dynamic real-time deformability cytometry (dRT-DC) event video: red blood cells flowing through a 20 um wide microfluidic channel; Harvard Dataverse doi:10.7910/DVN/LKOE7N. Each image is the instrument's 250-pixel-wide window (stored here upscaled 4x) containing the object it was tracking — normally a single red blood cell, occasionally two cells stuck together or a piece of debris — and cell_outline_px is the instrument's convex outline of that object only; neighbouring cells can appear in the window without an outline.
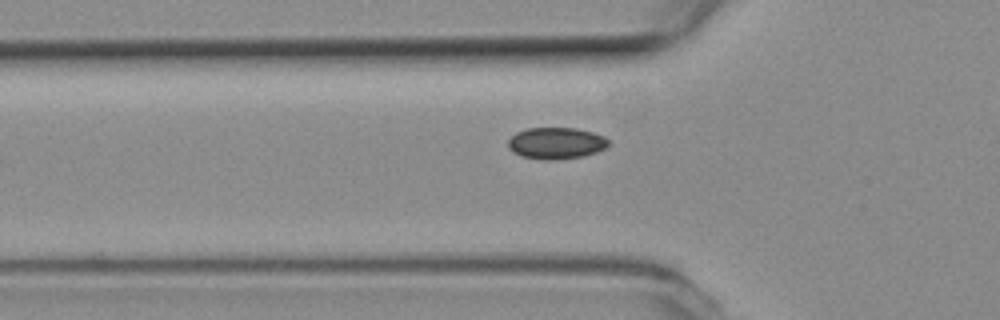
{"species": "common noctule bat (a hibernating species)", "species_latin": "Nyctalus noctula", "temperature_condition": "room temperature", "stored_images_in_passage": 30, "camera_frame_rate_fps": 3000, "um_per_image_px": 0.085, "animal": {"sex": "female", "body_mass_g": 19.3, "forearm_length_mm": 54.1}, "frame": {"image": 1, "passage_image": 4, "time_ms": 1.0, "image_size_px": [1000, 320], "cell_outline_px": [[608, 144], [604, 148], [596, 152], [584, 156], [556, 160], [540, 160], [520, 156], [512, 152], [508, 148], [508, 140], [516, 132], [528, 128], [576, 128], [592, 132], [604, 136], [608, 140]], "centroid_in_image_um": [47.23, 12.18], "position_along_channel_um": 78.6, "area_um2": 18.61}}
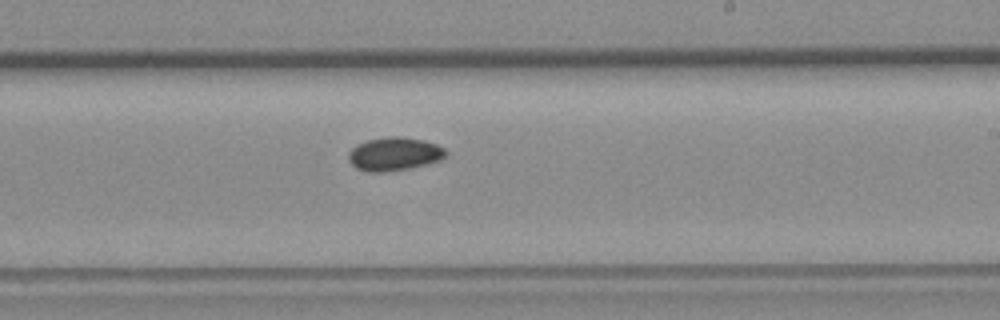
{"frame": {"image": 2, "passage_image": 18, "time_ms": 5.667, "image_size_px": [1000, 320], "cell_outline_px": [[448, 156], [440, 160], [428, 164], [408, 168], [384, 172], [368, 172], [356, 168], [348, 160], [348, 152], [352, 148], [368, 140], [388, 136], [400, 136], [424, 140], [436, 144], [444, 148], [448, 152]], "centroid_in_image_um": [33.54, 13.09], "position_along_channel_um": 255.5, "area_um2": 19.02}}
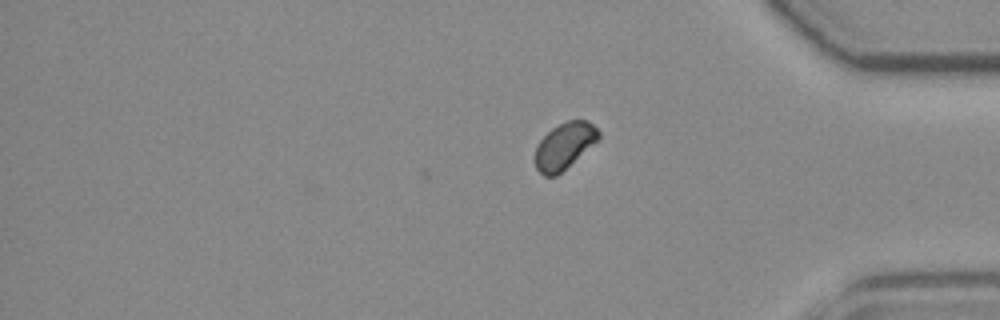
{"frame": {"image": 3, "passage_image": 30, "time_ms": 9.667, "image_size_px": [1000, 320], "cell_outline_px": [[600, 136], [596, 140], [556, 176], [544, 176], [536, 168], [536, 148], [540, 140], [552, 128], [568, 120], [588, 120], [600, 132]], "centroid_in_image_um": [47.95, 12.38], "position_along_channel_um": 387.2, "area_um2": 16.47}}